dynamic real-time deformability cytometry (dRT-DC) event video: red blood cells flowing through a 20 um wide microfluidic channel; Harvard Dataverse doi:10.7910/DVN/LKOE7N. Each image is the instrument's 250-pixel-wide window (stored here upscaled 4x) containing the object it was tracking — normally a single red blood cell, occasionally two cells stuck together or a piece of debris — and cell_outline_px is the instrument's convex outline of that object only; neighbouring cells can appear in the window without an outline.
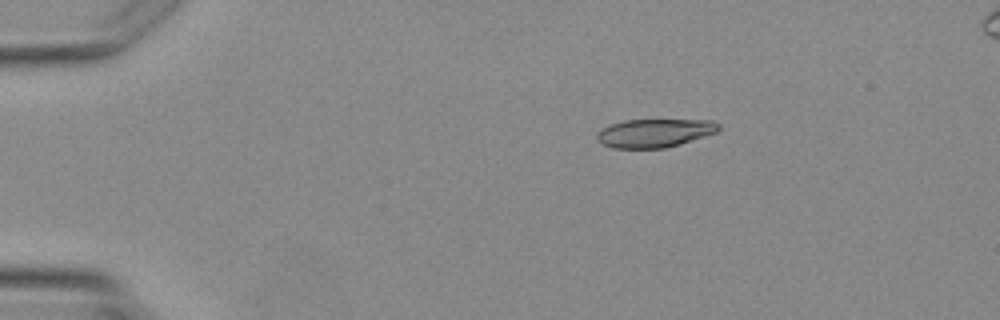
{"species": "Egyptian fruit bat (a non-hibernating species)", "species_latin": "Rousettus aegyptiacus", "temperature_condition": "warm", "stored_images_in_passage": 3, "camera_frame_rate_fps": 3000, "um_per_image_px": 0.085, "animal": {"sex": "female"}, "frame": {"image": 1, "passage_image": 1, "time_ms": 0.0, "image_size_px": [1000, 320], "cell_outline_px": [[720, 128], [716, 132], [680, 144], [664, 148], [612, 148], [596, 140], [596, 132], [612, 124], [624, 120], [712, 120], [720, 124]], "centroid_in_image_um": [55.63, 11.31], "position_along_channel_um": 29.4, "area_um2": 20.06}}